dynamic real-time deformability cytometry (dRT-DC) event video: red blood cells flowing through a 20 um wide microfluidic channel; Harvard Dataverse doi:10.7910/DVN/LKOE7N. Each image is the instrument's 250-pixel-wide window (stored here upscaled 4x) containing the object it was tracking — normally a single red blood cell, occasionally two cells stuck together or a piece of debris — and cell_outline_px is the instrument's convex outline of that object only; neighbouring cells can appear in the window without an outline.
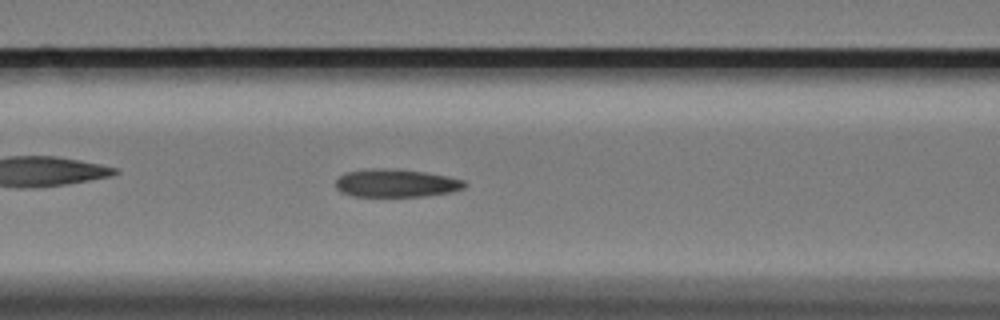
{"species": "Egyptian fruit bat (a non-hibernating species)", "species_latin": "Rousettus aegyptiacus", "temperature_condition": "cold", "stored_images_in_passage": 51, "camera_frame_rate_fps": 3000, "um_per_image_px": 0.085, "animal": {"sex": "female"}, "frame": {"image": 1, "passage_image": 15, "time_ms": 4.667, "image_size_px": [1000, 320], "cell_outline_px": [[464, 188], [448, 192], [424, 196], [352, 196], [340, 192], [336, 188], [336, 180], [344, 172], [372, 168], [396, 168], [424, 172], [448, 176], [464, 180]], "centroid_in_image_um": [33.61, 15.55], "position_along_channel_um": 133.0, "area_um2": 21.04}}
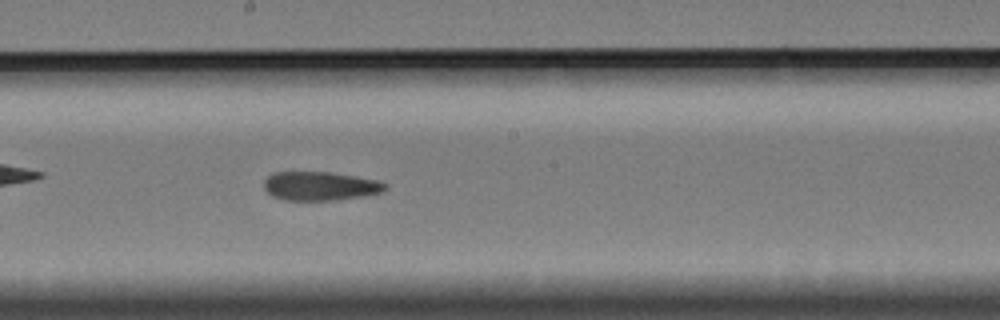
{"frame": {"image": 2, "passage_image": 23, "time_ms": 7.333, "image_size_px": [1000, 320], "cell_outline_px": [[388, 188], [380, 192], [364, 196], [336, 200], [284, 200], [272, 196], [264, 188], [264, 180], [272, 172], [332, 172], [376, 180], [388, 184]], "centroid_in_image_um": [27.2, 15.81], "position_along_channel_um": 221.0, "area_um2": 20.4}}
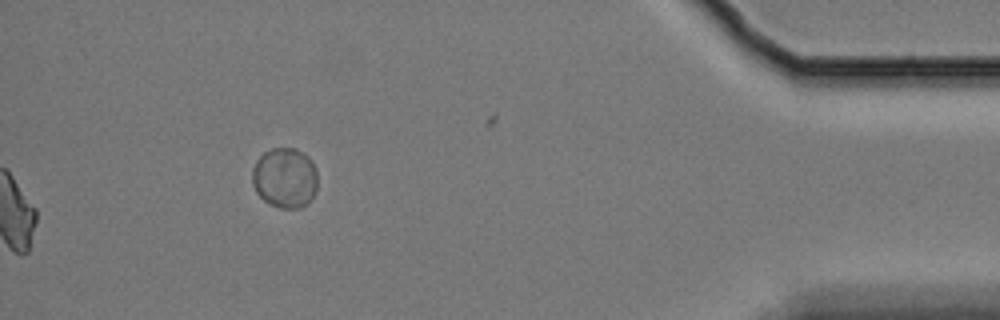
{"frame": {"image": 3, "passage_image": 51, "time_ms": 16.667, "image_size_px": [1000, 320], "cell_outline_px": [[316, 188], [312, 196], [300, 208], [280, 208], [264, 200], [256, 192], [252, 184], [252, 168], [256, 160], [264, 152], [272, 148], [296, 148], [308, 156], [312, 160], [316, 168]], "centroid_in_image_um": [24.19, 15.08], "position_along_channel_um": 411.0, "area_um2": 22.89}, "authors_computed_cell_mechanics": {"area_um2": 20.808, "velocity_mm_per_s": 3.3042, "shape_relaxation_time_tau1_ms": null, "shape_relaxation_time_tau2_ms": 5.3787, "deformation_change_tau1": null, "deformation_change_tau2": 0.1324}}